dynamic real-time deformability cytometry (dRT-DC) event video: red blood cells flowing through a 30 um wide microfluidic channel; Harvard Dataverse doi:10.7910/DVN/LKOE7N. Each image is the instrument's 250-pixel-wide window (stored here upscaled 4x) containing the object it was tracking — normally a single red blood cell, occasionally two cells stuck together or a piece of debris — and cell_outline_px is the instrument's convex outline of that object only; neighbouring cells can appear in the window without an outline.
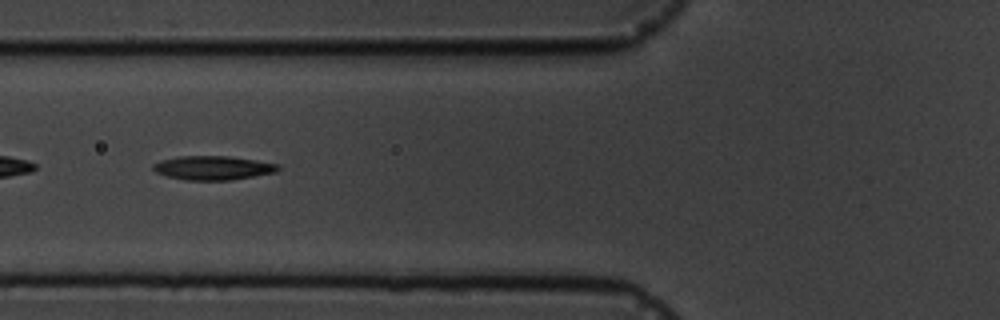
{"species": "common noctule bat (a hibernating species)", "species_latin": "Nyctalus noctula", "temperature_condition": "cold", "stored_images_in_passage": 15, "camera_frame_rate_fps": 3000, "um_per_image_px": 0.085, "animal": {"sex": "male", "body_mass_g": 19.5, "forearm_length_mm": 54.6}, "frame": {"image": 1, "passage_image": 6, "time_ms": 5.667, "image_size_px": [1000, 320], "cell_outline_px": [[280, 168], [276, 172], [232, 180], [184, 180], [168, 176], [156, 172], [152, 168], [152, 164], [160, 160], [180, 156], [228, 156], [256, 160], [280, 164]], "centroid_in_image_um": [18.11, 14.26], "position_along_channel_um": 107.7, "area_um2": 17.51}}
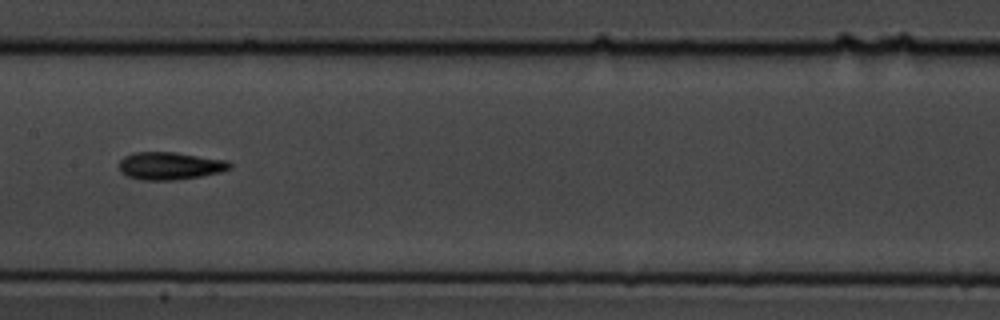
{"frame": {"image": 2, "passage_image": 8, "time_ms": 8.0, "image_size_px": [1000, 320], "cell_outline_px": [[232, 168], [220, 172], [200, 176], [176, 180], [144, 180], [128, 176], [120, 172], [120, 160], [124, 156], [136, 152], [172, 152], [228, 160], [232, 164]], "centroid_in_image_um": [14.46, 14.09], "position_along_channel_um": 192.9, "area_um2": 17.74}}
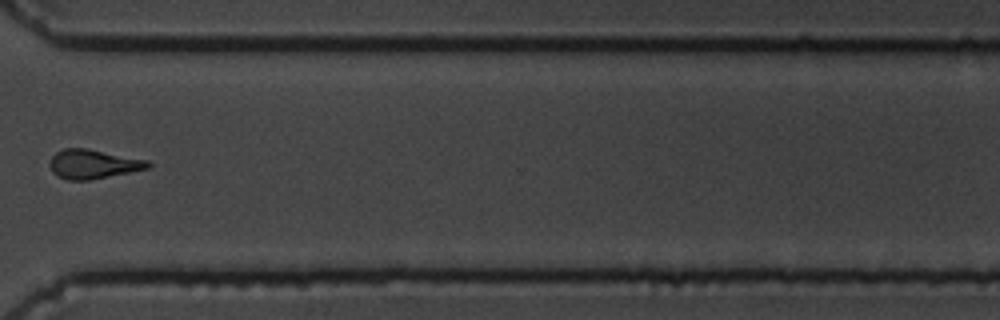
{"frame": {"image": 3, "passage_image": 12, "time_ms": 12.667, "image_size_px": [1000, 320], "cell_outline_px": [[152, 164], [148, 168], [88, 180], [68, 180], [56, 176], [52, 172], [48, 164], [52, 156], [56, 152], [64, 148], [88, 148], [148, 160]], "centroid_in_image_um": [7.87, 13.94], "position_along_channel_um": 362.7, "area_um2": 16.7}, "authors_computed_cell_mechanics": {"area_um2": 17.34, "velocity_mm_per_s": 3.6533, "shape_relaxation_time_tau1_ms": 4.9368, "shape_relaxation_time_tau2_ms": 3.8996, "deformation_change_tau1": 0.1426, "deformation_change_tau2": 0.1192}}